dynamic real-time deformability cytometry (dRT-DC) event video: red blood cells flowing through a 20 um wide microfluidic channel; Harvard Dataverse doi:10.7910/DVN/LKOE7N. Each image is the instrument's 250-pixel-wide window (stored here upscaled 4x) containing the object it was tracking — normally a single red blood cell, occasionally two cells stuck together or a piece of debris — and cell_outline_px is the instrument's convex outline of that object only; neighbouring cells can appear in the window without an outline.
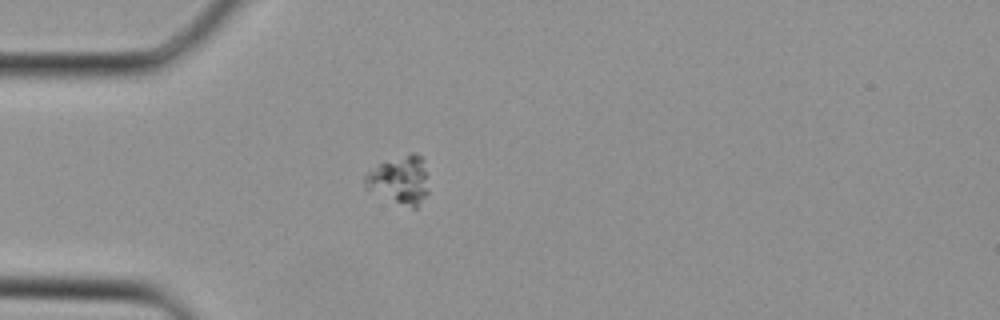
{"species": "Egyptian fruit bat (a non-hibernating species)", "species_latin": "Rousettus aegyptiacus", "temperature_condition": "cold", "stored_images_in_passage": 26, "camera_frame_rate_fps": 3000, "um_per_image_px": 0.085, "animal": {"sex": "female"}, "frame": {"image": 1, "passage_image": 1, "time_ms": 0.0, "image_size_px": [1000, 320], "cell_outline_px": [[428, 192], [416, 208], [412, 208], [368, 188], [364, 184], [364, 176], [376, 164], [412, 152], [416, 152], [424, 160]], "centroid_in_image_um": [34.0, 15.24], "position_along_channel_um": 51.0, "area_um2": 17.34}}
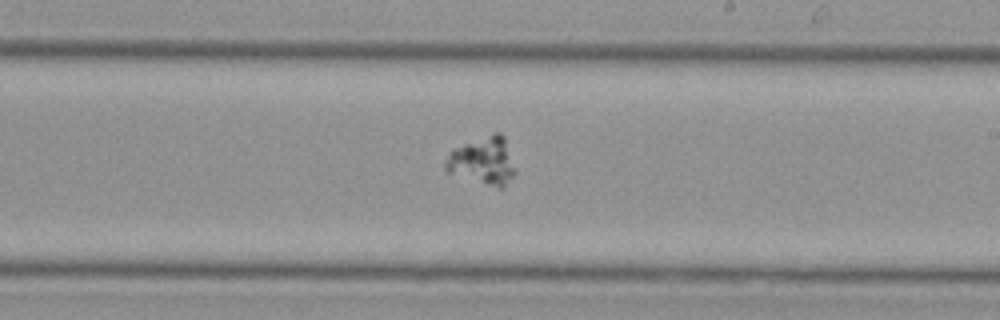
{"frame": {"image": 2, "passage_image": 12, "time_ms": 3.667, "image_size_px": [1000, 320], "cell_outline_px": [[516, 172], [500, 188], [444, 172], [444, 164], [448, 156], [456, 148], [492, 132], [500, 132], [504, 136]], "centroid_in_image_um": [41.03, 13.66], "position_along_channel_um": 248.0, "area_um2": 18.96}}
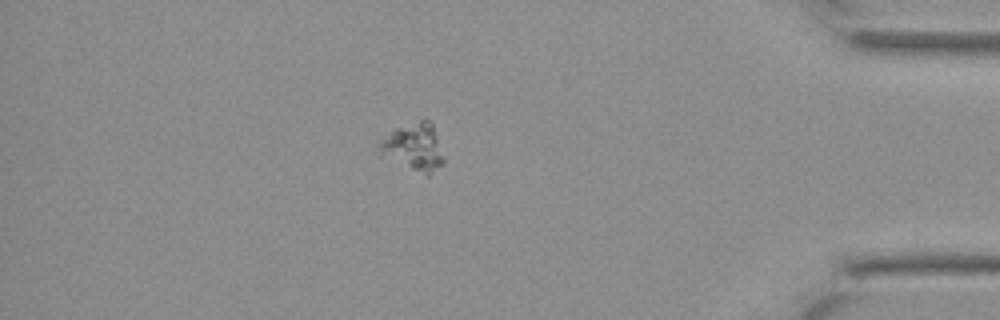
{"frame": {"image": 3, "passage_image": 22, "time_ms": 7.0, "image_size_px": [1000, 320], "cell_outline_px": [[444, 164], [428, 176], [380, 156], [380, 144], [384, 132], [420, 120], [428, 120], [432, 124], [444, 156]], "centroid_in_image_um": [35.16, 12.51], "position_along_channel_um": 400.0, "area_um2": 17.86}}